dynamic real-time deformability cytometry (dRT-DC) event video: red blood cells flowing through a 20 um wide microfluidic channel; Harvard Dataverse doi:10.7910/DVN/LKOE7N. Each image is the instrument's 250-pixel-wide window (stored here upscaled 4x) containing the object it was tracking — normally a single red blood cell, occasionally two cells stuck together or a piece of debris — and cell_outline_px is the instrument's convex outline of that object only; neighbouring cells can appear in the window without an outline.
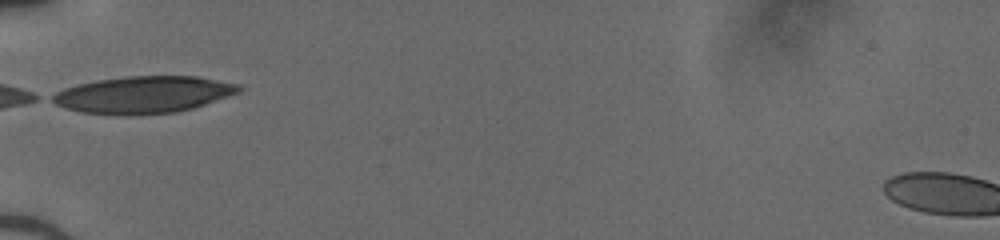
{"species": "human", "species_latin": "Homo sapiens", "temperature_condition": "cold", "stored_images_in_passage": 27, "camera_frame_rate_fps": 3000, "um_per_image_px": 0.085, "donor": {"sex": "male"}, "frame": {"image": 1, "passage_image": 1, "time_ms": 0.0, "image_size_px": [1000, 240], "cell_outline_px": [[244, 88], [240, 92], [192, 108], [176, 112], [136, 116], [120, 116], [80, 112], [64, 108], [48, 100], [48, 96], [64, 88], [80, 84], [100, 80], [128, 76], [196, 76], [240, 84]], "centroid_in_image_um": [12.16, 8.07], "position_along_channel_um": 72.8, "area_um2": 40.58}}
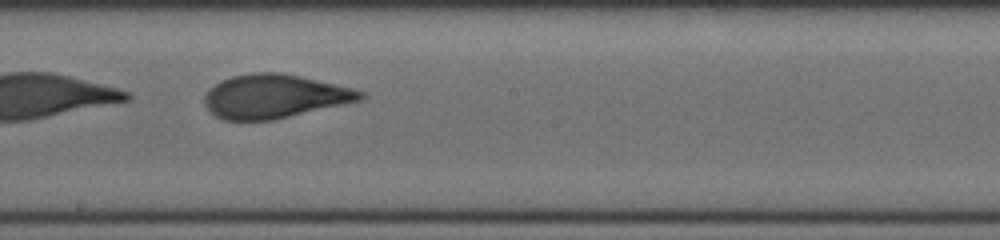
{"frame": {"image": 2, "passage_image": 12, "time_ms": 3.667, "image_size_px": [1000, 240], "cell_outline_px": [[368, 96], [360, 100], [272, 120], [224, 120], [216, 116], [204, 104], [204, 96], [208, 88], [220, 80], [232, 76], [256, 72], [280, 72], [300, 76], [352, 88], [364, 92]], "centroid_in_image_um": [23.29, 8.18], "position_along_channel_um": 224.9, "area_um2": 39.54}}
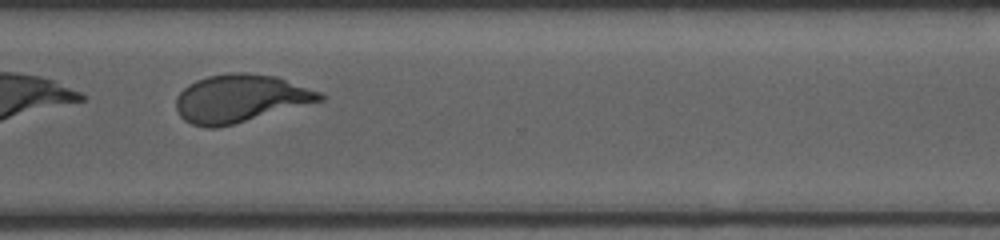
{"frame": {"image": 3, "passage_image": 21, "time_ms": 6.667, "image_size_px": [1000, 240], "cell_outline_px": [[328, 96], [324, 100], [232, 124], [216, 128], [204, 128], [192, 124], [184, 120], [180, 116], [176, 108], [176, 96], [188, 84], [196, 80], [208, 76], [232, 72], [248, 72], [276, 76], [320, 92]], "centroid_in_image_um": [20.4, 8.36], "position_along_channel_um": 350.2, "area_um2": 40.0}}